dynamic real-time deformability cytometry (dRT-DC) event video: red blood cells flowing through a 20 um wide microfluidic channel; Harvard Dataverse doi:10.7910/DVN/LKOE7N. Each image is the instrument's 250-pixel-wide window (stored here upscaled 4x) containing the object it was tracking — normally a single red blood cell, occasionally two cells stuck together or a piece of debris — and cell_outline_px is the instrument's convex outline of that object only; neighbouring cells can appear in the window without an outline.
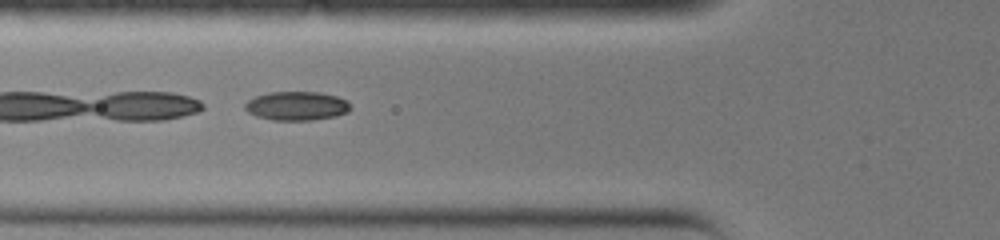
{"species": "common noctule bat (a hibernating species)", "species_latin": "Nyctalus noctula", "temperature_condition": "warm", "stored_images_in_passage": 30, "camera_frame_rate_fps": 3000, "um_per_image_px": 0.085, "animal": {"sex": "female", "body_mass_g": 19.0, "forearm_length_mm": 51.5}, "frame": {"image": 1, "passage_image": 14, "time_ms": 4.333, "image_size_px": [1000, 240], "cell_outline_px": [[352, 108], [348, 112], [336, 116], [312, 120], [272, 120], [256, 116], [248, 112], [244, 108], [244, 104], [248, 100], [256, 96], [268, 92], [320, 92], [336, 96], [348, 100]], "centroid_in_image_um": [25.23, 9.0], "position_along_channel_um": 100.6, "area_um2": 17.92}}
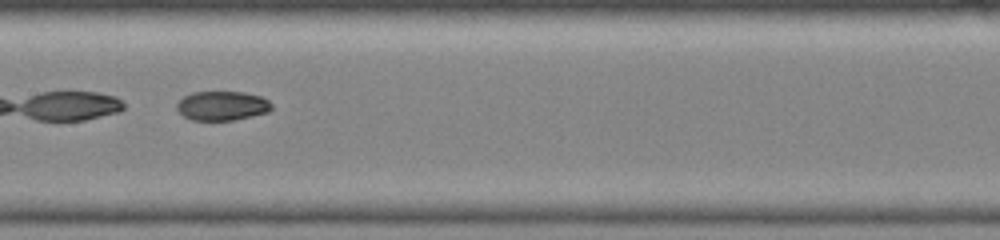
{"frame": {"image": 2, "passage_image": 19, "time_ms": 6.0, "image_size_px": [1000, 240], "cell_outline_px": [[272, 108], [268, 112], [252, 116], [232, 120], [192, 120], [184, 116], [176, 108], [176, 104], [184, 96], [192, 92], [244, 92], [260, 96], [268, 100], [272, 104]], "centroid_in_image_um": [18.88, 8.99], "position_along_channel_um": 188.5, "area_um2": 16.13}}
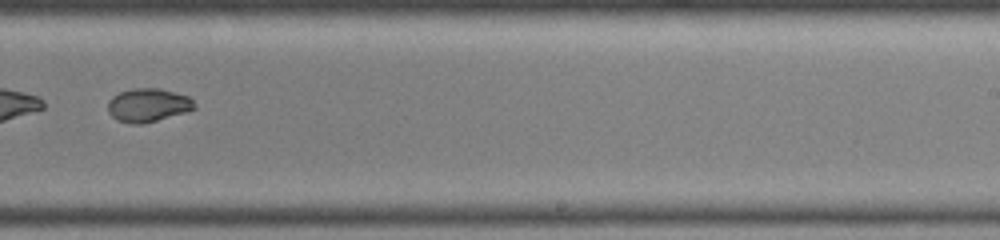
{"frame": {"image": 3, "passage_image": 24, "time_ms": 7.667, "image_size_px": [1000, 240], "cell_outline_px": [[196, 108], [184, 112], [156, 120], [140, 124], [132, 124], [116, 120], [108, 112], [108, 100], [112, 96], [120, 92], [132, 88], [160, 88], [188, 96], [196, 104]], "centroid_in_image_um": [12.55, 8.92], "position_along_channel_um": 276.4, "area_um2": 16.82}}